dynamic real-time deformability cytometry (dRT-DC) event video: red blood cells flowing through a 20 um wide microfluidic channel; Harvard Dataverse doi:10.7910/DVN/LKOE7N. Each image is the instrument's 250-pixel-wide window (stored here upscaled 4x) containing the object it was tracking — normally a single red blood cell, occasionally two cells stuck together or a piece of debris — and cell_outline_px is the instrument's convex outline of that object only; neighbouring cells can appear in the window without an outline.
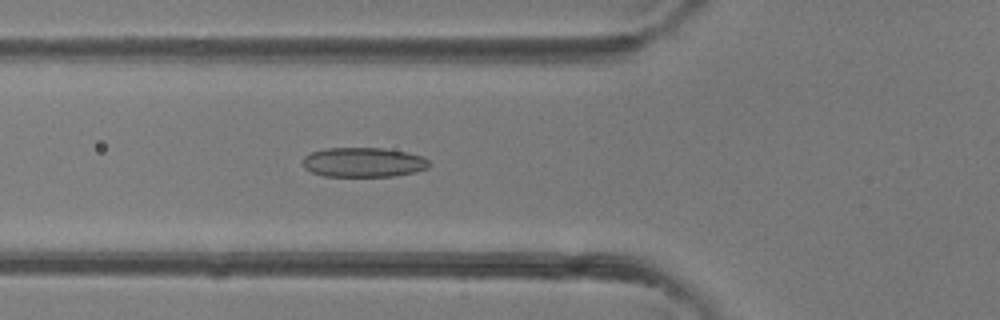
{"species": "common noctule bat (a hibernating species)", "species_latin": "Nyctalus noctula", "temperature_condition": "room temperature", "stored_images_in_passage": 36, "camera_frame_rate_fps": 3000, "um_per_image_px": 0.085, "animal": {"sex": "female"}, "frame": {"image": 1, "passage_image": 10, "time_ms": 3.0, "image_size_px": [1000, 320], "cell_outline_px": [[428, 168], [416, 172], [392, 176], [324, 176], [312, 172], [304, 168], [304, 156], [312, 152], [328, 148], [384, 148], [408, 152], [420, 156], [428, 160]], "centroid_in_image_um": [30.9, 13.79], "position_along_channel_um": 94.9, "area_um2": 21.68}}
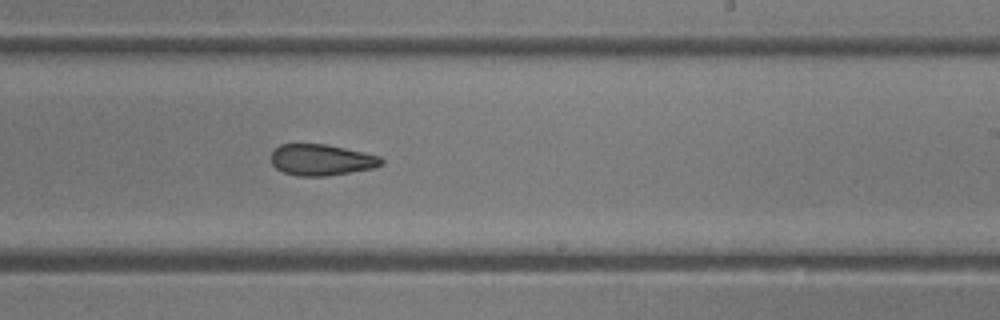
{"frame": {"image": 2, "passage_image": 20, "time_ms": 6.333, "image_size_px": [1000, 320], "cell_outline_px": [[384, 164], [372, 168], [328, 176], [296, 176], [284, 172], [276, 168], [272, 164], [272, 152], [280, 144], [324, 144], [344, 148], [380, 156], [384, 160]], "centroid_in_image_um": [27.32, 13.59], "position_along_channel_um": 261.7, "area_um2": 19.94}}
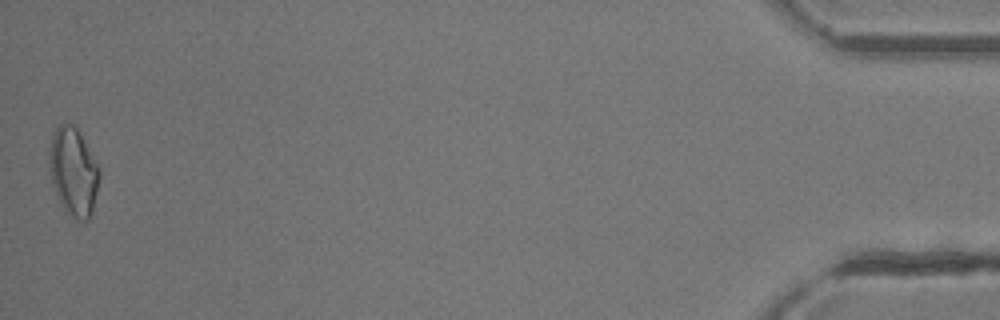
{"frame": {"image": 3, "passage_image": 36, "time_ms": 11.667, "image_size_px": [1000, 320], "cell_outline_px": [[100, 176], [92, 212], [88, 220], [76, 220], [64, 212], [60, 204], [52, 184], [48, 168], [48, 152], [52, 136], [56, 124], [76, 124], [100, 168]], "centroid_in_image_um": [6.22, 14.58], "position_along_channel_um": 429.0, "area_um2": 26.41}}